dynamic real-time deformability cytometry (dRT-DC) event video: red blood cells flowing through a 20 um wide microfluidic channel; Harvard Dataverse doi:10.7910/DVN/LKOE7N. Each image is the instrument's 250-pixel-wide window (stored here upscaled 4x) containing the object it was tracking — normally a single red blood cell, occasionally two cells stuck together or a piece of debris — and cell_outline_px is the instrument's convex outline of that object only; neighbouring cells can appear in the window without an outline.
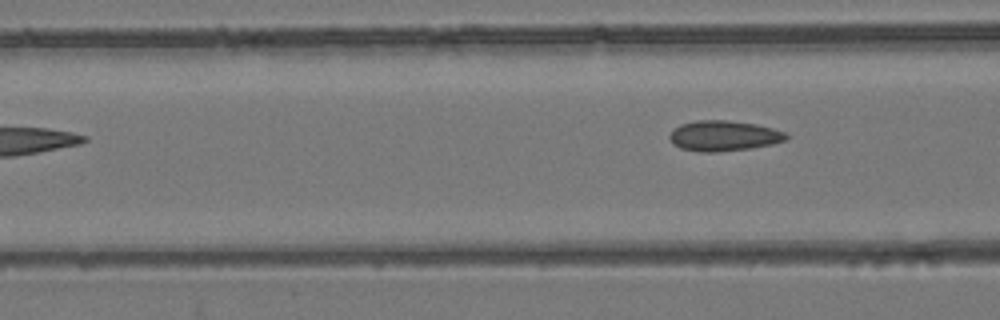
{"species": "common noctule bat (a hibernating species)", "species_latin": "Nyctalus noctula", "temperature_condition": "room temperature", "stored_images_in_passage": 4, "camera_frame_rate_fps": 3000, "um_per_image_px": 0.085, "animal": {"sex": "female", "body_mass_g": 24.6, "forearm_length_mm": 56.2}, "frame": {"image": 1, "passage_image": 4, "time_ms": 3.667, "image_size_px": [1000, 320], "cell_outline_px": [[788, 136], [784, 140], [772, 144], [752, 148], [716, 152], [700, 152], [680, 148], [672, 144], [668, 136], [672, 128], [680, 124], [696, 120], [728, 120], [756, 124], [788, 132]], "centroid_in_image_um": [61.48, 11.54], "position_along_channel_um": 105.1, "area_um2": 20.92}}